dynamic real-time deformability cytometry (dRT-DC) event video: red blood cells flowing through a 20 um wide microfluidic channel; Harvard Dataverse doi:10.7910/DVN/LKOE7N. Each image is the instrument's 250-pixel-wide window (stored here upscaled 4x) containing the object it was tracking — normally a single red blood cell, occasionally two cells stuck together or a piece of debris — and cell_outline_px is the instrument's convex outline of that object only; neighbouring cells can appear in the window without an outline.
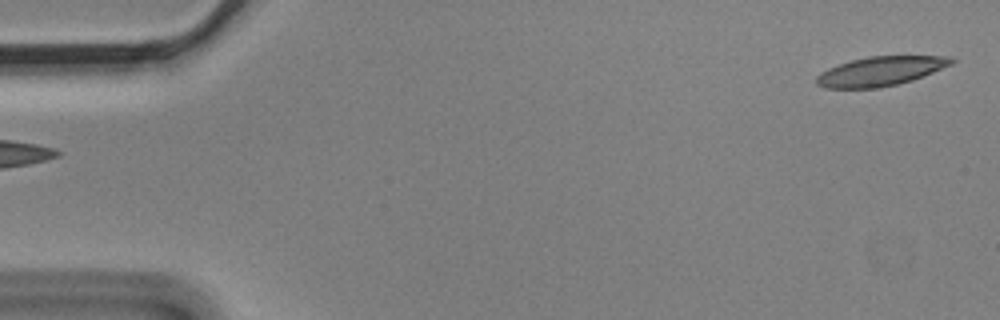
{"species": "Egyptian fruit bat (a non-hibernating species)", "species_latin": "Rousettus aegyptiacus", "temperature_condition": "cold", "stored_images_in_passage": 5, "camera_frame_rate_fps": 3000, "um_per_image_px": 0.085, "animal": {"sex": "male"}, "frame": {"image": 1, "passage_image": 1, "time_ms": 0.0, "image_size_px": [1000, 320], "cell_outline_px": [[956, 60], [952, 64], [912, 80], [880, 88], [824, 88], [816, 84], [816, 76], [820, 72], [828, 68], [852, 60], [868, 56], [948, 56]], "centroid_in_image_um": [74.81, 6.05], "position_along_channel_um": 10.2, "area_um2": 22.89}}
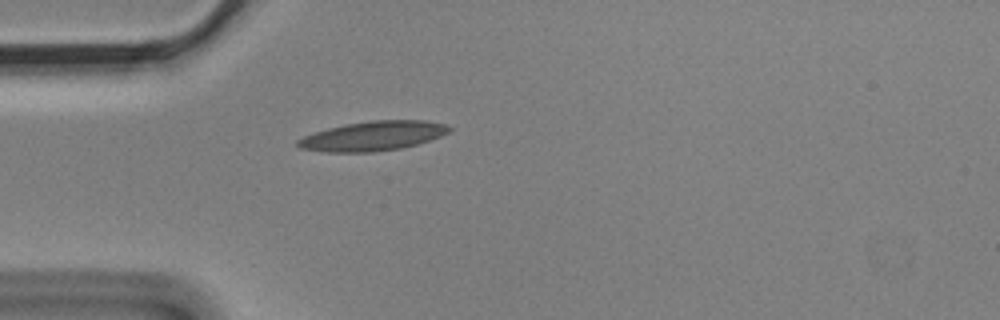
{"frame": {"image": 2, "passage_image": 5, "time_ms": 1.333, "image_size_px": [1000, 320], "cell_outline_px": [[452, 128], [448, 132], [440, 136], [416, 144], [400, 148], [372, 152], [328, 152], [300, 148], [296, 144], [296, 140], [304, 136], [328, 128], [344, 124], [372, 120], [424, 120], [448, 124]], "centroid_in_image_um": [31.7, 11.55], "position_along_channel_um": 53.3, "area_um2": 25.89}}